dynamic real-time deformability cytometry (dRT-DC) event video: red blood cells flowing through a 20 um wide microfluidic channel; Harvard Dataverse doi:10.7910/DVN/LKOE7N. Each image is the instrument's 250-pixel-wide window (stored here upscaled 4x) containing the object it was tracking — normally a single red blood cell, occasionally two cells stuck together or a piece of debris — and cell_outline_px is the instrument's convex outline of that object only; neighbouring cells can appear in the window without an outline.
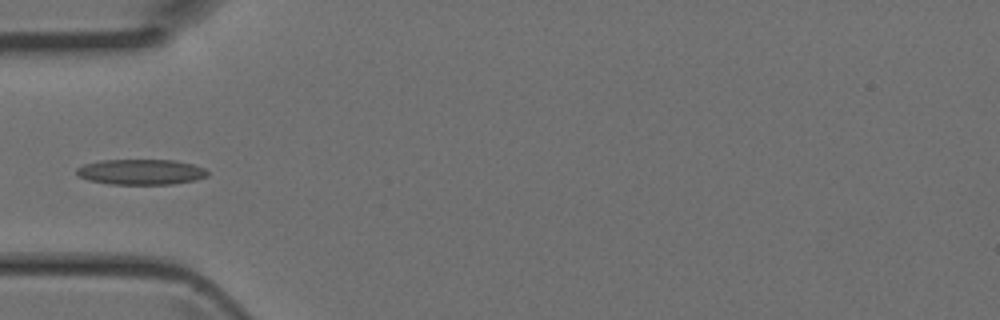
{"species": "Egyptian fruit bat (a non-hibernating species)", "species_latin": "Rousettus aegyptiacus", "temperature_condition": "room temperature", "stored_images_in_passage": 1, "camera_frame_rate_fps": 3000, "um_per_image_px": 0.085, "animal": {"sex": "female"}, "frame": {"image": 1, "passage_image": 1, "time_ms": 0.0, "image_size_px": [1000, 320], "cell_outline_px": [[208, 176], [196, 180], [172, 184], [112, 184], [88, 180], [80, 176], [76, 172], [76, 168], [84, 164], [100, 160], [176, 160], [192, 164], [204, 168], [208, 172]], "centroid_in_image_um": [11.99, 14.61], "position_along_channel_um": 73.0, "area_um2": 19.42}}